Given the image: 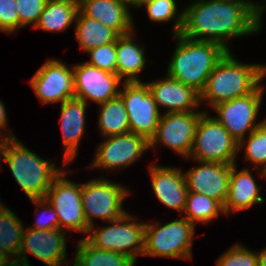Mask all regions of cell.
<instances>
[{
  "label": "cell",
  "mask_w": 266,
  "mask_h": 266,
  "mask_svg": "<svg viewBox=\"0 0 266 266\" xmlns=\"http://www.w3.org/2000/svg\"><path fill=\"white\" fill-rule=\"evenodd\" d=\"M37 98L43 104L63 103L76 98L73 66L59 59H48L29 80Z\"/></svg>",
  "instance_id": "cell-14"
},
{
  "label": "cell",
  "mask_w": 266,
  "mask_h": 266,
  "mask_svg": "<svg viewBox=\"0 0 266 266\" xmlns=\"http://www.w3.org/2000/svg\"><path fill=\"white\" fill-rule=\"evenodd\" d=\"M76 246L73 266H135L129 256L94 247L86 238H80Z\"/></svg>",
  "instance_id": "cell-26"
},
{
  "label": "cell",
  "mask_w": 266,
  "mask_h": 266,
  "mask_svg": "<svg viewBox=\"0 0 266 266\" xmlns=\"http://www.w3.org/2000/svg\"><path fill=\"white\" fill-rule=\"evenodd\" d=\"M62 172L53 180L51 187L47 191L46 199L56 210L59 229L68 232V230L82 232L86 237L89 233V225L84 216L82 205V183H76L66 179Z\"/></svg>",
  "instance_id": "cell-9"
},
{
  "label": "cell",
  "mask_w": 266,
  "mask_h": 266,
  "mask_svg": "<svg viewBox=\"0 0 266 266\" xmlns=\"http://www.w3.org/2000/svg\"><path fill=\"white\" fill-rule=\"evenodd\" d=\"M66 233L59 228L42 231L25 226L18 260L31 266L26 256L29 252L49 266L68 265Z\"/></svg>",
  "instance_id": "cell-15"
},
{
  "label": "cell",
  "mask_w": 266,
  "mask_h": 266,
  "mask_svg": "<svg viewBox=\"0 0 266 266\" xmlns=\"http://www.w3.org/2000/svg\"><path fill=\"white\" fill-rule=\"evenodd\" d=\"M262 20L239 0H195L183 10L180 35L198 41L221 44L230 51L227 41L259 33Z\"/></svg>",
  "instance_id": "cell-1"
},
{
  "label": "cell",
  "mask_w": 266,
  "mask_h": 266,
  "mask_svg": "<svg viewBox=\"0 0 266 266\" xmlns=\"http://www.w3.org/2000/svg\"><path fill=\"white\" fill-rule=\"evenodd\" d=\"M117 1L123 2L129 7L134 6L135 8H139V0H117Z\"/></svg>",
  "instance_id": "cell-41"
},
{
  "label": "cell",
  "mask_w": 266,
  "mask_h": 266,
  "mask_svg": "<svg viewBox=\"0 0 266 266\" xmlns=\"http://www.w3.org/2000/svg\"><path fill=\"white\" fill-rule=\"evenodd\" d=\"M128 212L119 220L109 221L100 229L91 227L86 238L94 247L129 256L135 262L143 255L145 222H137V217Z\"/></svg>",
  "instance_id": "cell-7"
},
{
  "label": "cell",
  "mask_w": 266,
  "mask_h": 266,
  "mask_svg": "<svg viewBox=\"0 0 266 266\" xmlns=\"http://www.w3.org/2000/svg\"><path fill=\"white\" fill-rule=\"evenodd\" d=\"M216 266H259L256 251H251L246 246L236 243L222 254Z\"/></svg>",
  "instance_id": "cell-32"
},
{
  "label": "cell",
  "mask_w": 266,
  "mask_h": 266,
  "mask_svg": "<svg viewBox=\"0 0 266 266\" xmlns=\"http://www.w3.org/2000/svg\"><path fill=\"white\" fill-rule=\"evenodd\" d=\"M258 255V265L266 266V247L257 252Z\"/></svg>",
  "instance_id": "cell-40"
},
{
  "label": "cell",
  "mask_w": 266,
  "mask_h": 266,
  "mask_svg": "<svg viewBox=\"0 0 266 266\" xmlns=\"http://www.w3.org/2000/svg\"><path fill=\"white\" fill-rule=\"evenodd\" d=\"M4 266H26L21 260L13 259L11 262Z\"/></svg>",
  "instance_id": "cell-42"
},
{
  "label": "cell",
  "mask_w": 266,
  "mask_h": 266,
  "mask_svg": "<svg viewBox=\"0 0 266 266\" xmlns=\"http://www.w3.org/2000/svg\"><path fill=\"white\" fill-rule=\"evenodd\" d=\"M13 259H14L13 256L11 258V256L8 253H6L0 249V266H4V265L8 264Z\"/></svg>",
  "instance_id": "cell-39"
},
{
  "label": "cell",
  "mask_w": 266,
  "mask_h": 266,
  "mask_svg": "<svg viewBox=\"0 0 266 266\" xmlns=\"http://www.w3.org/2000/svg\"><path fill=\"white\" fill-rule=\"evenodd\" d=\"M264 95L260 85L253 93L215 105L214 116L238 143L251 134L264 120H258V112Z\"/></svg>",
  "instance_id": "cell-10"
},
{
  "label": "cell",
  "mask_w": 266,
  "mask_h": 266,
  "mask_svg": "<svg viewBox=\"0 0 266 266\" xmlns=\"http://www.w3.org/2000/svg\"><path fill=\"white\" fill-rule=\"evenodd\" d=\"M24 225L4 204L0 207V249L18 259L22 246Z\"/></svg>",
  "instance_id": "cell-28"
},
{
  "label": "cell",
  "mask_w": 266,
  "mask_h": 266,
  "mask_svg": "<svg viewBox=\"0 0 266 266\" xmlns=\"http://www.w3.org/2000/svg\"><path fill=\"white\" fill-rule=\"evenodd\" d=\"M79 9L88 17L98 20L119 36L134 29L130 7L117 0H79Z\"/></svg>",
  "instance_id": "cell-21"
},
{
  "label": "cell",
  "mask_w": 266,
  "mask_h": 266,
  "mask_svg": "<svg viewBox=\"0 0 266 266\" xmlns=\"http://www.w3.org/2000/svg\"><path fill=\"white\" fill-rule=\"evenodd\" d=\"M238 164H232L229 180L228 195L223 207L226 216L230 212H241L249 210L255 204L264 203L260 195L261 186H259L251 174L250 168L237 170Z\"/></svg>",
  "instance_id": "cell-22"
},
{
  "label": "cell",
  "mask_w": 266,
  "mask_h": 266,
  "mask_svg": "<svg viewBox=\"0 0 266 266\" xmlns=\"http://www.w3.org/2000/svg\"><path fill=\"white\" fill-rule=\"evenodd\" d=\"M238 147L239 151L245 148L244 158L260 170L259 175L266 181V119L248 137L242 139Z\"/></svg>",
  "instance_id": "cell-30"
},
{
  "label": "cell",
  "mask_w": 266,
  "mask_h": 266,
  "mask_svg": "<svg viewBox=\"0 0 266 266\" xmlns=\"http://www.w3.org/2000/svg\"><path fill=\"white\" fill-rule=\"evenodd\" d=\"M177 45L167 67V76L201 93L208 76L228 52L221 44L188 39L180 34L173 36Z\"/></svg>",
  "instance_id": "cell-3"
},
{
  "label": "cell",
  "mask_w": 266,
  "mask_h": 266,
  "mask_svg": "<svg viewBox=\"0 0 266 266\" xmlns=\"http://www.w3.org/2000/svg\"><path fill=\"white\" fill-rule=\"evenodd\" d=\"M79 0H47L35 29L48 32H63L75 23Z\"/></svg>",
  "instance_id": "cell-24"
},
{
  "label": "cell",
  "mask_w": 266,
  "mask_h": 266,
  "mask_svg": "<svg viewBox=\"0 0 266 266\" xmlns=\"http://www.w3.org/2000/svg\"><path fill=\"white\" fill-rule=\"evenodd\" d=\"M87 103L83 100L72 98L60 105V123L64 146V166L76 159L79 144L84 135L86 123Z\"/></svg>",
  "instance_id": "cell-20"
},
{
  "label": "cell",
  "mask_w": 266,
  "mask_h": 266,
  "mask_svg": "<svg viewBox=\"0 0 266 266\" xmlns=\"http://www.w3.org/2000/svg\"><path fill=\"white\" fill-rule=\"evenodd\" d=\"M151 188L156 198L166 207L183 215L188 193L185 175L181 168L150 164Z\"/></svg>",
  "instance_id": "cell-18"
},
{
  "label": "cell",
  "mask_w": 266,
  "mask_h": 266,
  "mask_svg": "<svg viewBox=\"0 0 266 266\" xmlns=\"http://www.w3.org/2000/svg\"><path fill=\"white\" fill-rule=\"evenodd\" d=\"M266 77V65L241 63L231 51L217 63L208 76L205 89L200 93V103L210 109L222 102L253 93Z\"/></svg>",
  "instance_id": "cell-2"
},
{
  "label": "cell",
  "mask_w": 266,
  "mask_h": 266,
  "mask_svg": "<svg viewBox=\"0 0 266 266\" xmlns=\"http://www.w3.org/2000/svg\"><path fill=\"white\" fill-rule=\"evenodd\" d=\"M98 130L102 137L126 134L130 132L128 114L120 96L100 103Z\"/></svg>",
  "instance_id": "cell-27"
},
{
  "label": "cell",
  "mask_w": 266,
  "mask_h": 266,
  "mask_svg": "<svg viewBox=\"0 0 266 266\" xmlns=\"http://www.w3.org/2000/svg\"><path fill=\"white\" fill-rule=\"evenodd\" d=\"M16 10L19 16V29L27 25L36 26L40 19L47 0H15Z\"/></svg>",
  "instance_id": "cell-35"
},
{
  "label": "cell",
  "mask_w": 266,
  "mask_h": 266,
  "mask_svg": "<svg viewBox=\"0 0 266 266\" xmlns=\"http://www.w3.org/2000/svg\"><path fill=\"white\" fill-rule=\"evenodd\" d=\"M75 37L83 52L108 43H113L119 35L96 19L86 16L80 9L75 20Z\"/></svg>",
  "instance_id": "cell-25"
},
{
  "label": "cell",
  "mask_w": 266,
  "mask_h": 266,
  "mask_svg": "<svg viewBox=\"0 0 266 266\" xmlns=\"http://www.w3.org/2000/svg\"><path fill=\"white\" fill-rule=\"evenodd\" d=\"M183 214V217L195 225L197 222L208 224L218 218L219 214L225 215L223 206L218 201L195 192L187 193Z\"/></svg>",
  "instance_id": "cell-29"
},
{
  "label": "cell",
  "mask_w": 266,
  "mask_h": 266,
  "mask_svg": "<svg viewBox=\"0 0 266 266\" xmlns=\"http://www.w3.org/2000/svg\"><path fill=\"white\" fill-rule=\"evenodd\" d=\"M134 32L119 36L116 40V74L124 80L123 82H142L139 74L147 63L145 48L134 41Z\"/></svg>",
  "instance_id": "cell-23"
},
{
  "label": "cell",
  "mask_w": 266,
  "mask_h": 266,
  "mask_svg": "<svg viewBox=\"0 0 266 266\" xmlns=\"http://www.w3.org/2000/svg\"><path fill=\"white\" fill-rule=\"evenodd\" d=\"M76 98L100 104L120 94L119 84L123 81L117 74L99 69L87 62L73 65Z\"/></svg>",
  "instance_id": "cell-16"
},
{
  "label": "cell",
  "mask_w": 266,
  "mask_h": 266,
  "mask_svg": "<svg viewBox=\"0 0 266 266\" xmlns=\"http://www.w3.org/2000/svg\"><path fill=\"white\" fill-rule=\"evenodd\" d=\"M30 201L35 204V212L40 214L36 221L27 227L42 231L59 228L57 212L46 198L32 199Z\"/></svg>",
  "instance_id": "cell-34"
},
{
  "label": "cell",
  "mask_w": 266,
  "mask_h": 266,
  "mask_svg": "<svg viewBox=\"0 0 266 266\" xmlns=\"http://www.w3.org/2000/svg\"><path fill=\"white\" fill-rule=\"evenodd\" d=\"M2 158L29 200L45 198L53 180L62 172L52 160H44L17 138L0 141V164Z\"/></svg>",
  "instance_id": "cell-4"
},
{
  "label": "cell",
  "mask_w": 266,
  "mask_h": 266,
  "mask_svg": "<svg viewBox=\"0 0 266 266\" xmlns=\"http://www.w3.org/2000/svg\"><path fill=\"white\" fill-rule=\"evenodd\" d=\"M119 96L128 114L130 132L148 141L155 135L162 113L145 82H123Z\"/></svg>",
  "instance_id": "cell-11"
},
{
  "label": "cell",
  "mask_w": 266,
  "mask_h": 266,
  "mask_svg": "<svg viewBox=\"0 0 266 266\" xmlns=\"http://www.w3.org/2000/svg\"><path fill=\"white\" fill-rule=\"evenodd\" d=\"M85 53L90 55L89 61H86L88 64L116 74V41L89 49Z\"/></svg>",
  "instance_id": "cell-33"
},
{
  "label": "cell",
  "mask_w": 266,
  "mask_h": 266,
  "mask_svg": "<svg viewBox=\"0 0 266 266\" xmlns=\"http://www.w3.org/2000/svg\"><path fill=\"white\" fill-rule=\"evenodd\" d=\"M150 0H139V7L141 8V5L144 4L145 2H148Z\"/></svg>",
  "instance_id": "cell-43"
},
{
  "label": "cell",
  "mask_w": 266,
  "mask_h": 266,
  "mask_svg": "<svg viewBox=\"0 0 266 266\" xmlns=\"http://www.w3.org/2000/svg\"><path fill=\"white\" fill-rule=\"evenodd\" d=\"M7 123H8V119H7V113H6L5 105L0 100V141L17 138L15 135L12 134L13 133L12 130H10V132H7L5 130L8 127ZM3 131H4L5 134L3 133Z\"/></svg>",
  "instance_id": "cell-37"
},
{
  "label": "cell",
  "mask_w": 266,
  "mask_h": 266,
  "mask_svg": "<svg viewBox=\"0 0 266 266\" xmlns=\"http://www.w3.org/2000/svg\"><path fill=\"white\" fill-rule=\"evenodd\" d=\"M122 185L111 182L104 175L82 184L83 212L89 229L94 227L93 218L116 221L127 213L123 202L131 192Z\"/></svg>",
  "instance_id": "cell-8"
},
{
  "label": "cell",
  "mask_w": 266,
  "mask_h": 266,
  "mask_svg": "<svg viewBox=\"0 0 266 266\" xmlns=\"http://www.w3.org/2000/svg\"><path fill=\"white\" fill-rule=\"evenodd\" d=\"M201 111L163 113L155 135L149 141V149L164 144L176 154L187 159L190 155ZM160 142V143H159Z\"/></svg>",
  "instance_id": "cell-12"
},
{
  "label": "cell",
  "mask_w": 266,
  "mask_h": 266,
  "mask_svg": "<svg viewBox=\"0 0 266 266\" xmlns=\"http://www.w3.org/2000/svg\"><path fill=\"white\" fill-rule=\"evenodd\" d=\"M176 0H150L141 5L145 6L150 20L165 23L174 20L172 35L180 34L183 25V10L177 14ZM177 14V15H176Z\"/></svg>",
  "instance_id": "cell-31"
},
{
  "label": "cell",
  "mask_w": 266,
  "mask_h": 266,
  "mask_svg": "<svg viewBox=\"0 0 266 266\" xmlns=\"http://www.w3.org/2000/svg\"><path fill=\"white\" fill-rule=\"evenodd\" d=\"M19 29V16L15 0H0V31L12 34Z\"/></svg>",
  "instance_id": "cell-36"
},
{
  "label": "cell",
  "mask_w": 266,
  "mask_h": 266,
  "mask_svg": "<svg viewBox=\"0 0 266 266\" xmlns=\"http://www.w3.org/2000/svg\"><path fill=\"white\" fill-rule=\"evenodd\" d=\"M205 110L196 127L195 138L187 159L195 161L236 164L239 154L236 141L223 125Z\"/></svg>",
  "instance_id": "cell-6"
},
{
  "label": "cell",
  "mask_w": 266,
  "mask_h": 266,
  "mask_svg": "<svg viewBox=\"0 0 266 266\" xmlns=\"http://www.w3.org/2000/svg\"><path fill=\"white\" fill-rule=\"evenodd\" d=\"M243 3H245L261 20L264 11L266 10V0L264 1L265 4L255 3L253 0H239Z\"/></svg>",
  "instance_id": "cell-38"
},
{
  "label": "cell",
  "mask_w": 266,
  "mask_h": 266,
  "mask_svg": "<svg viewBox=\"0 0 266 266\" xmlns=\"http://www.w3.org/2000/svg\"><path fill=\"white\" fill-rule=\"evenodd\" d=\"M155 100L158 110L162 107L165 113L197 111L200 103V93L193 87L171 77L145 82Z\"/></svg>",
  "instance_id": "cell-19"
},
{
  "label": "cell",
  "mask_w": 266,
  "mask_h": 266,
  "mask_svg": "<svg viewBox=\"0 0 266 266\" xmlns=\"http://www.w3.org/2000/svg\"><path fill=\"white\" fill-rule=\"evenodd\" d=\"M146 223L144 231L145 256L192 259V243L196 225L185 217L166 224Z\"/></svg>",
  "instance_id": "cell-5"
},
{
  "label": "cell",
  "mask_w": 266,
  "mask_h": 266,
  "mask_svg": "<svg viewBox=\"0 0 266 266\" xmlns=\"http://www.w3.org/2000/svg\"><path fill=\"white\" fill-rule=\"evenodd\" d=\"M198 166L184 173L188 192L204 194L223 207L228 195L232 165L197 161Z\"/></svg>",
  "instance_id": "cell-17"
},
{
  "label": "cell",
  "mask_w": 266,
  "mask_h": 266,
  "mask_svg": "<svg viewBox=\"0 0 266 266\" xmlns=\"http://www.w3.org/2000/svg\"><path fill=\"white\" fill-rule=\"evenodd\" d=\"M148 149L149 141L138 134L129 132L106 137V140L97 145L95 158L87 168L117 172L118 169H126L135 163Z\"/></svg>",
  "instance_id": "cell-13"
}]
</instances>
